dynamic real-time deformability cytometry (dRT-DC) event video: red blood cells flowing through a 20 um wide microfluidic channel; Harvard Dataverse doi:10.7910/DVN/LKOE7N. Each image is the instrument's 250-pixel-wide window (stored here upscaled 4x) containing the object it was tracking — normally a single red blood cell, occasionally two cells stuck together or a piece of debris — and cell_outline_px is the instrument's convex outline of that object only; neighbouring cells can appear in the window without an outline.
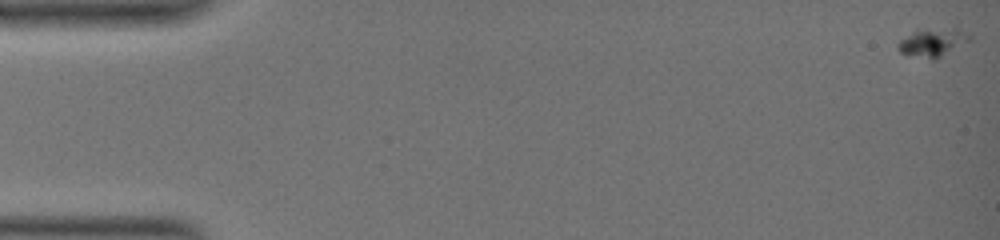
{"species": "common noctule bat (a hibernating species)", "species_latin": "Nyctalus noctula", "temperature_condition": "warm", "stored_images_in_passage": 15, "camera_frame_rate_fps": 3000, "um_per_image_px": 0.085, "animal": {"sex": "female", "body_mass_g": 19.0, "forearm_length_mm": 51.5}, "frame": {"image": 1, "passage_image": 1, "time_ms": 0.0, "image_size_px": [1000, 240], "cell_outline_px": [[972, 40], [936, 60], [932, 60], [900, 52], [900, 40], [916, 28], [956, 28], [972, 36]], "centroid_in_image_um": [79.33, 3.58], "position_along_channel_um": 5.7, "area_um2": 11.96}}